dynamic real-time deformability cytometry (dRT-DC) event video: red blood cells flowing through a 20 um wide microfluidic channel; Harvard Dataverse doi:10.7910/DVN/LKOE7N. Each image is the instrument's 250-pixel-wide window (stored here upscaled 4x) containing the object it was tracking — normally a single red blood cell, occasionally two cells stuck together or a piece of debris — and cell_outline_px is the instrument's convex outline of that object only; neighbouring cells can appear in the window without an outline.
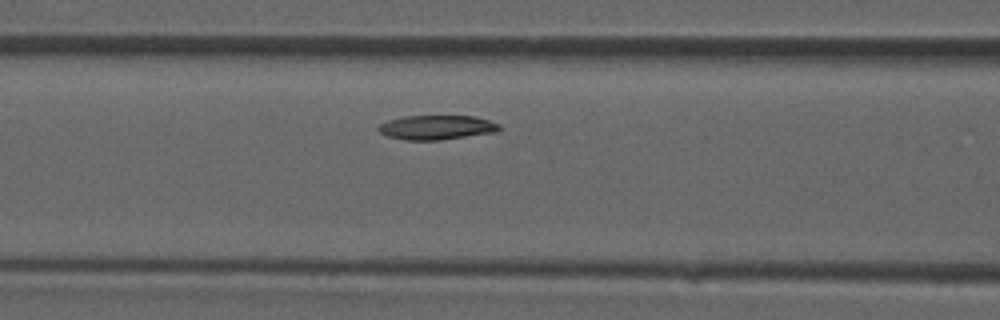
{"species": "common noctule bat (a hibernating species)", "species_latin": "Nyctalus noctula", "temperature_condition": "room temperature", "stored_images_in_passage": 32, "camera_frame_rate_fps": 3000, "um_per_image_px": 0.085, "animal": {"sex": "male", "forearm_length_mm": 52.5}, "frame": {"image": 1, "passage_image": 10, "time_ms": 3.0, "image_size_px": [1000, 320], "cell_outline_px": [[504, 128], [496, 132], [440, 140], [404, 140], [388, 136], [380, 132], [376, 128], [380, 124], [388, 120], [404, 116], [476, 116], [500, 124]], "centroid_in_image_um": [37.14, 10.83], "position_along_channel_um": 129.5, "area_um2": 17.28}}
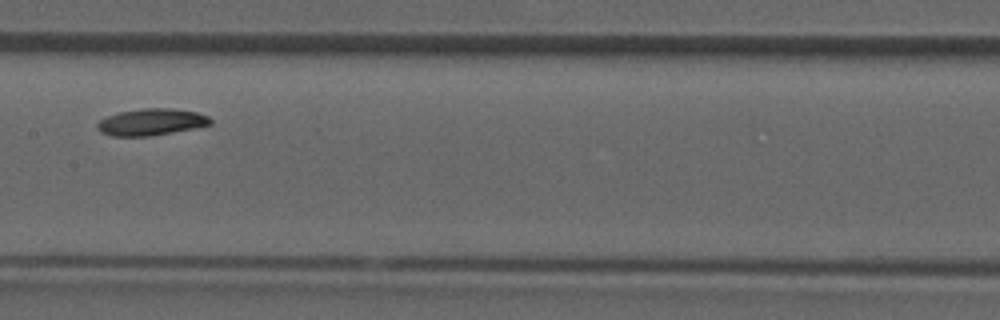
{"frame": {"image": 2, "passage_image": 14, "time_ms": 4.333, "image_size_px": [1000, 320], "cell_outline_px": [[212, 124], [152, 136], [112, 136], [100, 132], [96, 128], [96, 124], [100, 120], [108, 116], [120, 112], [140, 108], [168, 108], [196, 112], [208, 116], [212, 120]], "centroid_in_image_um": [12.83, 10.37], "position_along_channel_um": 194.6, "area_um2": 17.51}}